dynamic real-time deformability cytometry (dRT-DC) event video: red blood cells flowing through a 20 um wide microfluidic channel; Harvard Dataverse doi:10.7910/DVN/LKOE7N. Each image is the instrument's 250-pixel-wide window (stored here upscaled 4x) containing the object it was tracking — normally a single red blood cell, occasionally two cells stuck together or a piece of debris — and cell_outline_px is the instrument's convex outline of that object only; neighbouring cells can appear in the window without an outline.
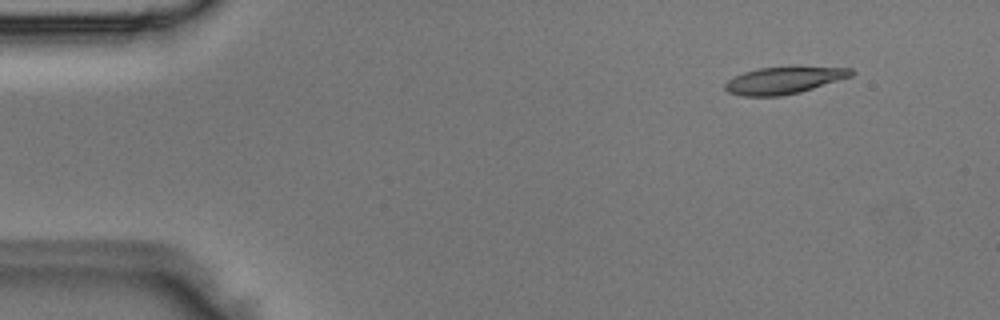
{"species": "Egyptian fruit bat (a non-hibernating species)", "species_latin": "Rousettus aegyptiacus", "temperature_condition": "room temperature", "stored_images_in_passage": 4, "segment_of_instrument_passage": [1, 2], "camera_frame_rate_fps": 3000, "um_per_image_px": 0.085, "animal": {"sex": "male"}, "frame": {"image": 1, "passage_image": 1, "time_ms": 0.0, "image_size_px": [1000, 320], "cell_outline_px": [[856, 72], [852, 76], [800, 92], [780, 96], [740, 96], [728, 92], [724, 88], [724, 84], [728, 80], [744, 72], [760, 68], [792, 64], [852, 68]], "centroid_in_image_um": [66.69, 6.78], "position_along_channel_um": 18.3, "area_um2": 20.63}}
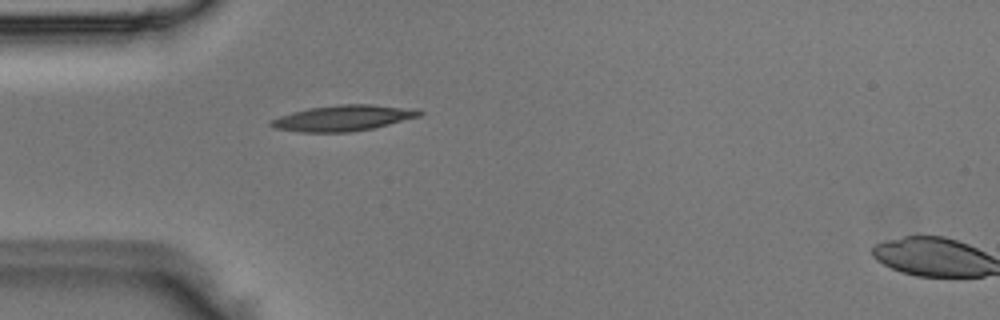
{"frame": {"image": 2, "passage_image": 3, "time_ms": 0.667, "image_size_px": [1000, 320], "cell_outline_px": [[424, 112], [420, 116], [372, 128], [352, 132], [300, 132], [276, 128], [268, 124], [268, 120], [292, 112], [308, 108], [340, 104], [368, 104], [400, 108]], "centroid_in_image_um": [29.05, 10.04], "position_along_channel_um": 56.0, "area_um2": 21.85}}